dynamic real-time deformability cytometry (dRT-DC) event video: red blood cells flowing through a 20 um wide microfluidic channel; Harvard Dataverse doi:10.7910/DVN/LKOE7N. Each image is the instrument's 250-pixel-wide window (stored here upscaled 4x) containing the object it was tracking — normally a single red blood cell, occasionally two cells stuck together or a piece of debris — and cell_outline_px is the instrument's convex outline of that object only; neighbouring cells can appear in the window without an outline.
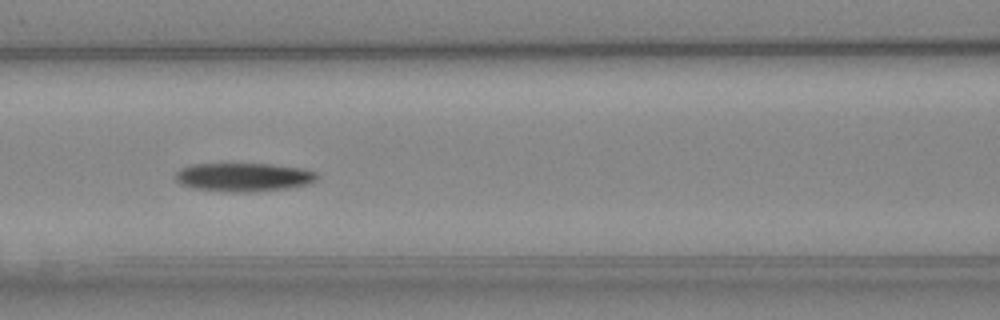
{"species": "Egyptian fruit bat (a non-hibernating species)", "species_latin": "Rousettus aegyptiacus", "temperature_condition": "cold", "stored_images_in_passage": 4, "camera_frame_rate_fps": 3000, "um_per_image_px": 0.085, "animal": {"sex": "female"}, "frame": {"image": 1, "passage_image": 3, "time_ms": 2.0, "image_size_px": [1000, 320], "cell_outline_px": [[320, 176], [316, 180], [308, 184], [288, 188], [244, 192], [232, 192], [192, 188], [180, 184], [176, 180], [176, 172], [180, 168], [192, 164], [272, 164], [300, 168], [316, 172]], "centroid_in_image_um": [20.7, 15.05], "position_along_channel_um": 145.9, "area_um2": 23.52}}
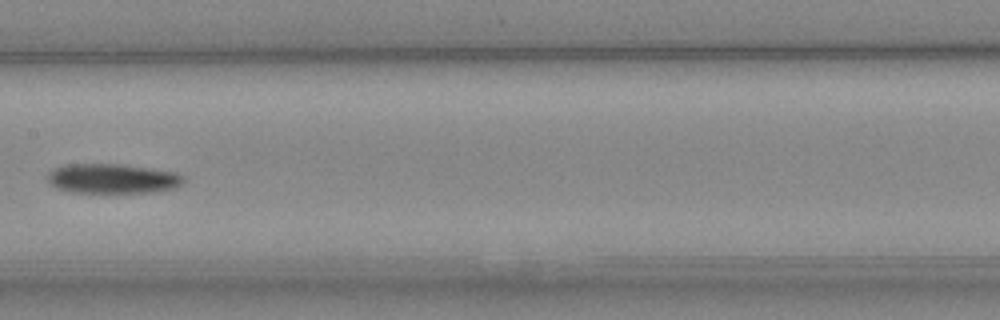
{"frame": {"image": 2, "passage_image": 4, "time_ms": 3.333, "image_size_px": [1000, 320], "cell_outline_px": [[184, 180], [176, 188], [152, 192], [72, 192], [48, 184], [48, 172], [52, 168], [64, 164], [120, 164], [176, 172], [184, 176]], "centroid_in_image_um": [9.54, 15.17], "position_along_channel_um": 197.9, "area_um2": 23.47}}